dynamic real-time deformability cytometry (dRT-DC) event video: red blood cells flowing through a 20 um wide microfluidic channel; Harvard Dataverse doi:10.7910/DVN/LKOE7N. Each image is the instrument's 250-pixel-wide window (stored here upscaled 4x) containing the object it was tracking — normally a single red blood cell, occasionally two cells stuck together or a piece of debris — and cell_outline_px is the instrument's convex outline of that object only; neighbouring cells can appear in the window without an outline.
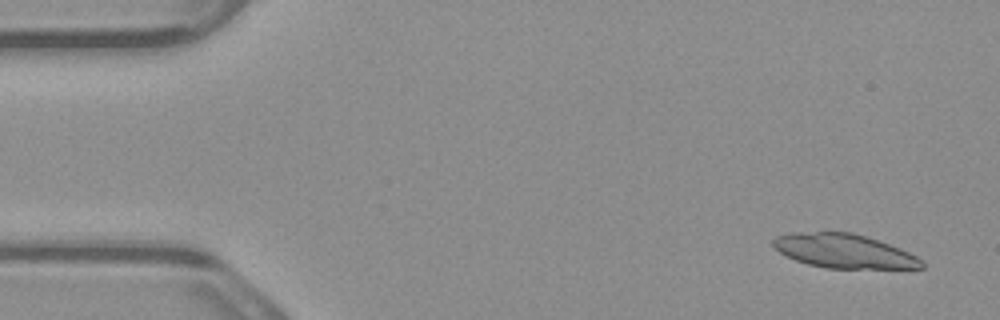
{"species": "common noctule bat (a hibernating species)", "species_latin": "Nyctalus noctula", "temperature_condition": "warm", "stored_images_in_passage": 7, "camera_frame_rate_fps": 3000, "um_per_image_px": 0.085, "animal": {"sex": "male", "body_mass_g": 23.1, "forearm_length_mm": 52.7}, "frame": {"image": 1, "passage_image": 1, "time_ms": 0.0, "image_size_px": [1000, 320], "cell_outline_px": [[924, 268], [824, 268], [808, 264], [796, 260], [780, 252], [772, 244], [772, 240], [776, 236], [792, 232], [852, 232], [900, 248], [916, 256], [924, 264]], "centroid_in_image_um": [71.71, 21.33], "position_along_channel_um": 13.3, "area_um2": 29.13}}
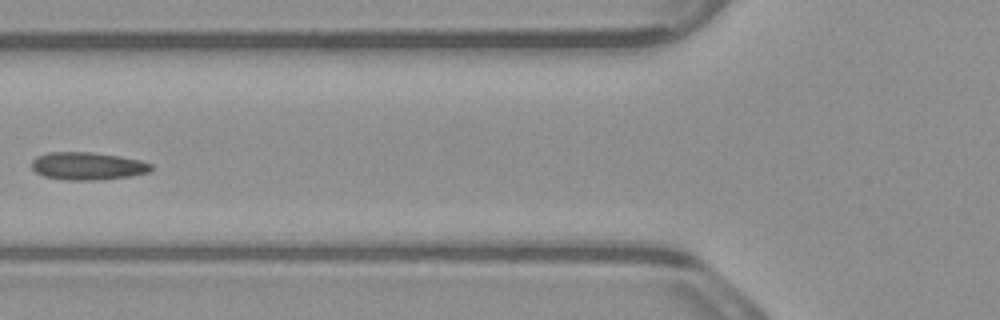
{"frame": {"image": 2, "passage_image": 6, "time_ms": 1.667, "image_size_px": [1000, 320], "cell_outline_px": [[152, 168], [148, 172], [132, 176], [100, 180], [68, 180], [44, 176], [36, 172], [32, 168], [32, 160], [36, 156], [48, 152], [92, 152], [120, 156], [140, 160], [152, 164]], "centroid_in_image_um": [7.45, 14.11], "position_along_channel_um": 118.4, "area_um2": 19.36}}
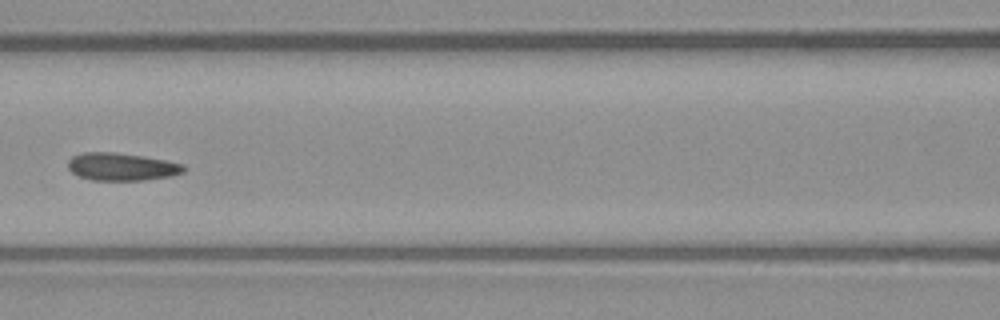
{"frame": {"image": 3, "passage_image": 7, "time_ms": 2.0, "image_size_px": [1000, 320], "cell_outline_px": [[184, 172], [172, 176], [144, 180], [92, 180], [80, 176], [72, 172], [68, 168], [68, 160], [72, 156], [84, 152], [112, 152], [140, 156], [164, 160], [184, 164]], "centroid_in_image_um": [10.33, 14.17], "position_along_channel_um": 156.3, "area_um2": 18.5}}